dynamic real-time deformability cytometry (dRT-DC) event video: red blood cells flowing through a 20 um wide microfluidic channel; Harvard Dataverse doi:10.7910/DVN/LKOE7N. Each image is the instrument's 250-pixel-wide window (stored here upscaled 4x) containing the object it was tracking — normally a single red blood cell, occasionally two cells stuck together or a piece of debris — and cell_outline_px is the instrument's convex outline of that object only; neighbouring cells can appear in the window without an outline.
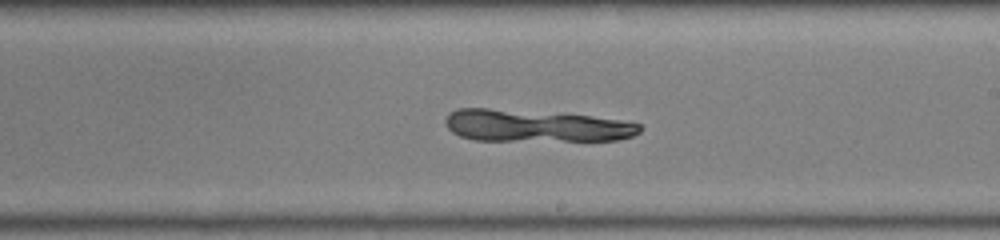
{"species": "common noctule bat (a hibernating species)", "species_latin": "Nyctalus noctula", "temperature_condition": "warm", "stored_images_in_passage": 40, "camera_frame_rate_fps": 3000, "um_per_image_px": 0.085, "animal": {"sex": "male", "body_mass_g": 19.0, "forearm_length_mm": 50.8}, "frame": {"image": 1, "passage_image": 22, "time_ms": 7.0, "image_size_px": [1000, 240], "cell_outline_px": [[644, 128], [640, 132], [632, 136], [616, 140], [476, 140], [460, 136], [452, 132], [448, 128], [444, 120], [448, 112], [460, 108], [488, 108], [588, 116], [632, 120], [640, 124]], "centroid_in_image_um": [45.56, 10.69], "position_along_channel_um": 243.4, "area_um2": 36.24}}